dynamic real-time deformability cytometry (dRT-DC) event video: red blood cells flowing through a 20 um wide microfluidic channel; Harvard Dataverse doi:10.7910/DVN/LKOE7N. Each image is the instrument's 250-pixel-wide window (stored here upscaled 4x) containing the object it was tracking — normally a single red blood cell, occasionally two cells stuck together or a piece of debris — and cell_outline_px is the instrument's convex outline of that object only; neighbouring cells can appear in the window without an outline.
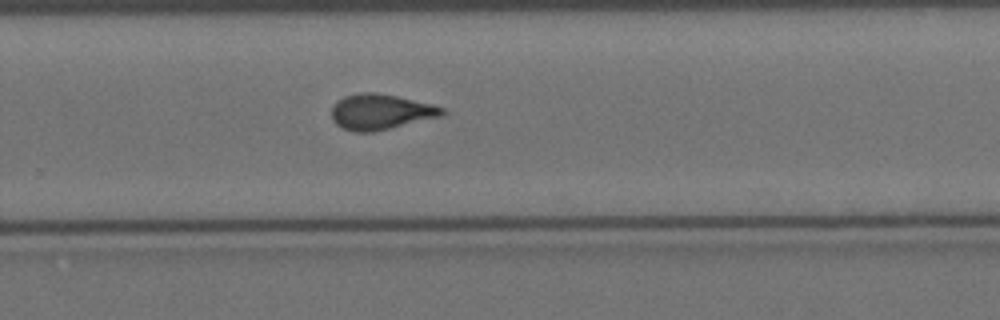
{"species": "Egyptian fruit bat (a non-hibernating species)", "species_latin": "Rousettus aegyptiacus", "temperature_condition": "cold", "stored_images_in_passage": 11, "camera_frame_rate_fps": 3000, "um_per_image_px": 0.085, "animal": {"sex": "female"}, "frame": {"image": 1, "passage_image": 11, "time_ms": 12.333, "image_size_px": [1000, 320], "cell_outline_px": [[444, 116], [372, 132], [356, 132], [344, 128], [336, 124], [332, 120], [332, 104], [344, 96], [360, 92], [372, 92], [396, 96], [432, 104], [444, 108]], "centroid_in_image_um": [32.34, 9.5], "position_along_channel_um": 297.5, "area_um2": 22.83}}